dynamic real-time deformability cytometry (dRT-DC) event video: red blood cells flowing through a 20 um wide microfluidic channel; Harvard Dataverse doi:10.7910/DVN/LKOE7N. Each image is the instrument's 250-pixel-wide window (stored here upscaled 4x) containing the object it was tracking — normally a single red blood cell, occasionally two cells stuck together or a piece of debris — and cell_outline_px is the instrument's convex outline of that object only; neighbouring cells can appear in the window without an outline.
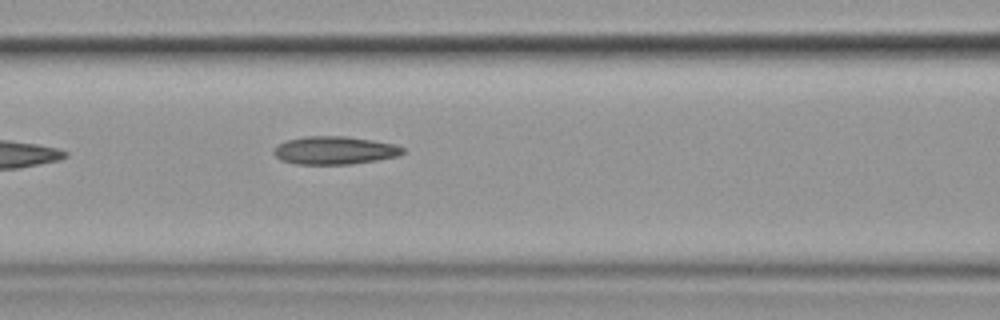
{"species": "common noctule bat (a hibernating species)", "species_latin": "Nyctalus noctula", "temperature_condition": "cold", "stored_images_in_passage": 4, "camera_frame_rate_fps": 3000, "um_per_image_px": 0.085, "animal": {"sex": "female", "body_mass_g": 19.9}, "frame": {"image": 1, "passage_image": 4, "time_ms": 4.333, "image_size_px": [1000, 320], "cell_outline_px": [[404, 152], [396, 156], [376, 160], [352, 164], [296, 164], [280, 160], [272, 152], [280, 144], [288, 140], [304, 136], [344, 136], [372, 140], [396, 144], [404, 148]], "centroid_in_image_um": [28.44, 12.78], "position_along_channel_um": 138.2, "area_um2": 20.92}}